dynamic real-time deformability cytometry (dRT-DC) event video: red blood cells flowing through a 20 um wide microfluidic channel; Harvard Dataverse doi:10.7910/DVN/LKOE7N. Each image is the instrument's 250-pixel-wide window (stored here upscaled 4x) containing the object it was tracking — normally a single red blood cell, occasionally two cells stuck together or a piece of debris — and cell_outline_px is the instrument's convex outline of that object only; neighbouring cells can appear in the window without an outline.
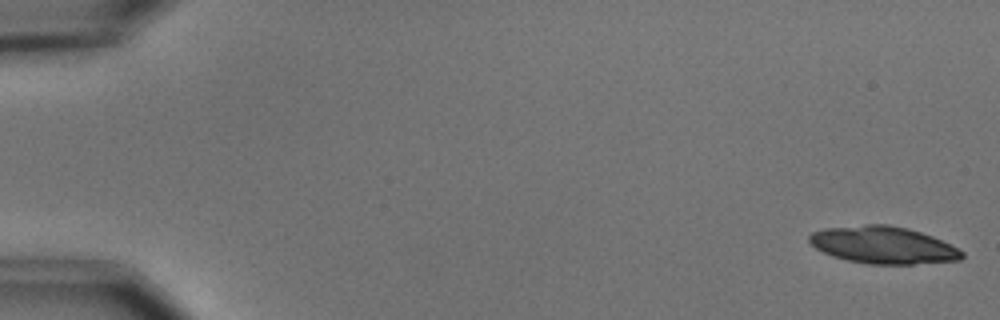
{"species": "common noctule bat (a hibernating species)", "species_latin": "Nyctalus noctula", "temperature_condition": "cold", "stored_images_in_passage": 5, "camera_frame_rate_fps": 3000, "um_per_image_px": 0.085, "animal": {"sex": "male", "body_mass_g": 15.6}, "frame": {"image": 1, "passage_image": 1, "time_ms": 0.0, "image_size_px": [1000, 320], "cell_outline_px": [[964, 256], [960, 260], [912, 264], [868, 264], [848, 260], [832, 256], [816, 248], [808, 240], [808, 236], [812, 232], [824, 228], [864, 224], [888, 224], [908, 228], [932, 236], [964, 252]], "centroid_in_image_um": [75.04, 20.82], "position_along_channel_um": 10.0, "area_um2": 33.0}}